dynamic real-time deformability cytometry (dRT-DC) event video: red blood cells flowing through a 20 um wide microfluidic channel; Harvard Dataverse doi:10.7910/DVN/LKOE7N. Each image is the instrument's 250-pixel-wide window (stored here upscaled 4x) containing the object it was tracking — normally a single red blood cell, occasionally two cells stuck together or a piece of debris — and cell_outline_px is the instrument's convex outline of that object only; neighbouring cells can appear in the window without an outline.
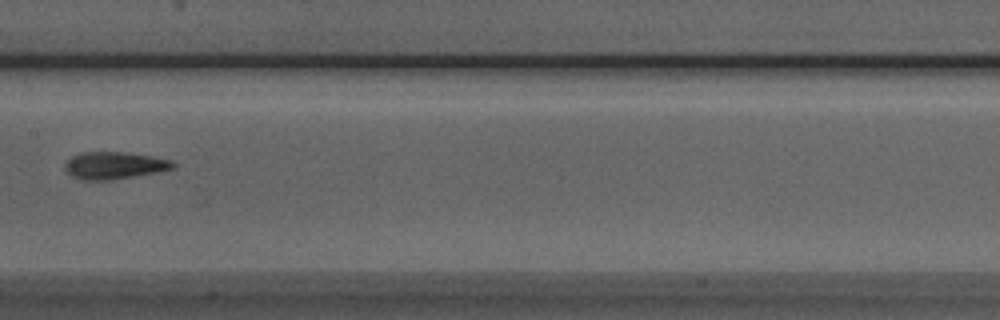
{"species": "Egyptian fruit bat (a non-hibernating species)", "species_latin": "Rousettus aegyptiacus", "temperature_condition": "room temperature", "stored_images_in_passage": 8, "camera_frame_rate_fps": 3000, "um_per_image_px": 0.085, "animal": {"sex": "male"}, "frame": {"image": 1, "passage_image": 7, "time_ms": 8.0, "image_size_px": [1000, 320], "cell_outline_px": [[176, 168], [156, 172], [112, 180], [84, 180], [72, 176], [64, 168], [64, 164], [72, 156], [84, 152], [124, 152], [152, 156], [172, 160], [176, 164]], "centroid_in_image_um": [9.74, 14.06], "position_along_channel_um": 197.7, "area_um2": 17.11}}
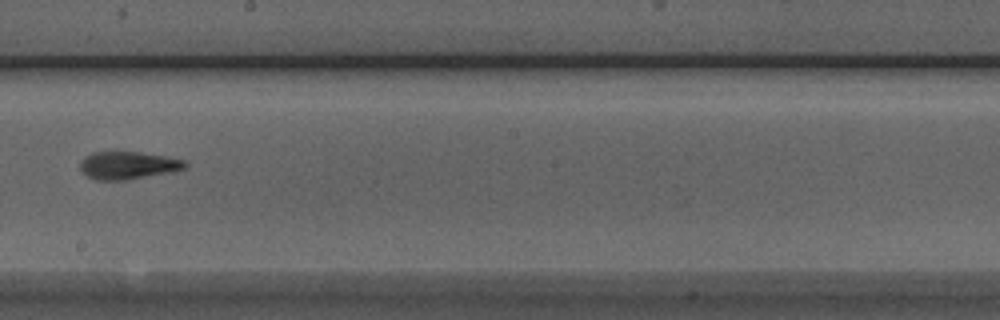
{"frame": {"image": 2, "passage_image": 8, "time_ms": 9.0, "image_size_px": [1000, 320], "cell_outline_px": [[188, 164], [184, 168], [172, 172], [128, 180], [96, 180], [88, 176], [80, 168], [80, 164], [84, 156], [92, 152], [112, 148], [140, 152], [164, 156], [184, 160]], "centroid_in_image_um": [10.83, 14.01], "position_along_channel_um": 237.4, "area_um2": 17.57}}